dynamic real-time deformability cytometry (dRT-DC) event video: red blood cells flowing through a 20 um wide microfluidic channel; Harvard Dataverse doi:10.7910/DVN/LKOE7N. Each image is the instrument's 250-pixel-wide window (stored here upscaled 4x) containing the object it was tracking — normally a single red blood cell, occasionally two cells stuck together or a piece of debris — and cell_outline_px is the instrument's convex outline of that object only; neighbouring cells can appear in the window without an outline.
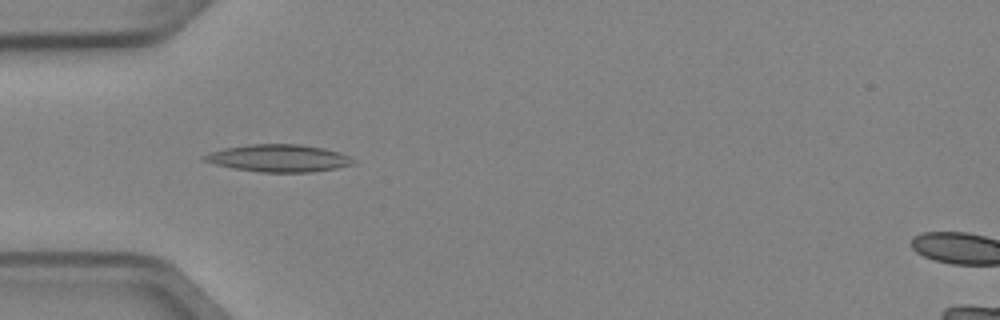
{"species": "Egyptian fruit bat (a non-hibernating species)", "species_latin": "Rousettus aegyptiacus", "temperature_condition": "cold", "stored_images_in_passage": 8, "camera_frame_rate_fps": 3000, "um_per_image_px": 0.085, "animal": {"sex": "female"}, "frame": {"image": 1, "passage_image": 4, "time_ms": 1.0, "image_size_px": [1000, 320], "cell_outline_px": [[356, 164], [336, 168], [312, 172], [260, 172], [236, 168], [216, 164], [204, 160], [200, 156], [224, 148], [248, 144], [300, 144], [324, 148], [340, 152], [356, 160]], "centroid_in_image_um": [23.74, 13.44], "position_along_channel_um": 61.3, "area_um2": 23.7}}
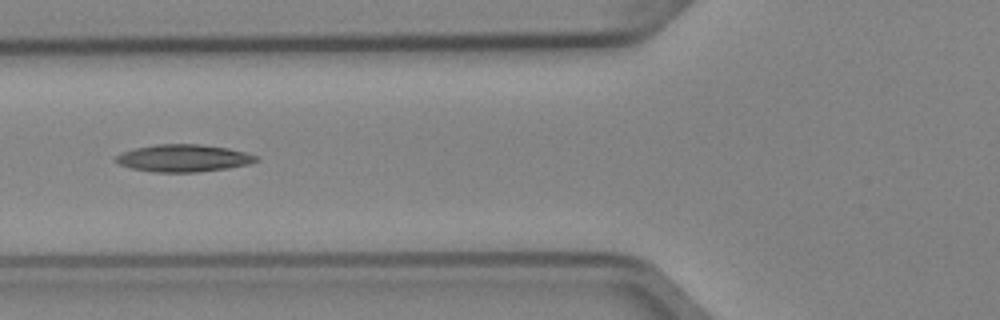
{"frame": {"image": 2, "passage_image": 5, "time_ms": 1.333, "image_size_px": [1000, 320], "cell_outline_px": [[260, 160], [248, 164], [228, 168], [196, 172], [152, 172], [132, 168], [120, 164], [116, 160], [116, 156], [124, 152], [136, 148], [156, 144], [200, 144], [228, 148], [260, 156]], "centroid_in_image_um": [15.65, 13.44], "position_along_channel_um": 110.1, "area_um2": 22.2}}
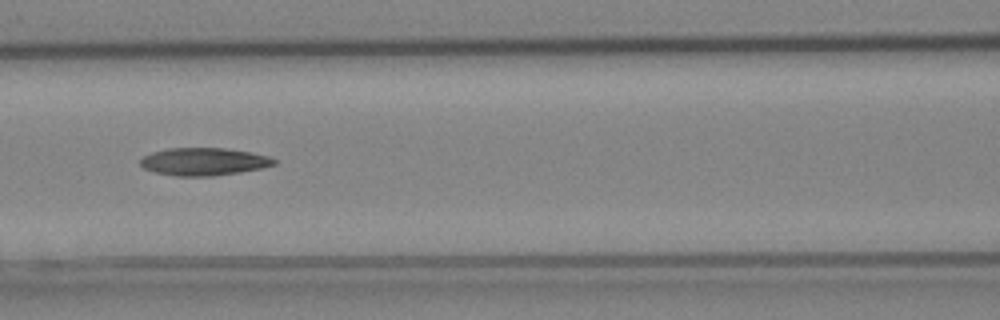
{"frame": {"image": 3, "passage_image": 6, "time_ms": 1.667, "image_size_px": [1000, 320], "cell_outline_px": [[276, 164], [260, 168], [240, 172], [212, 176], [176, 176], [156, 172], [144, 168], [140, 164], [140, 160], [144, 156], [152, 152], [168, 148], [224, 148], [252, 152], [268, 156], [276, 160]], "centroid_in_image_um": [17.32, 13.73], "position_along_channel_um": 149.3, "area_um2": 21.44}}